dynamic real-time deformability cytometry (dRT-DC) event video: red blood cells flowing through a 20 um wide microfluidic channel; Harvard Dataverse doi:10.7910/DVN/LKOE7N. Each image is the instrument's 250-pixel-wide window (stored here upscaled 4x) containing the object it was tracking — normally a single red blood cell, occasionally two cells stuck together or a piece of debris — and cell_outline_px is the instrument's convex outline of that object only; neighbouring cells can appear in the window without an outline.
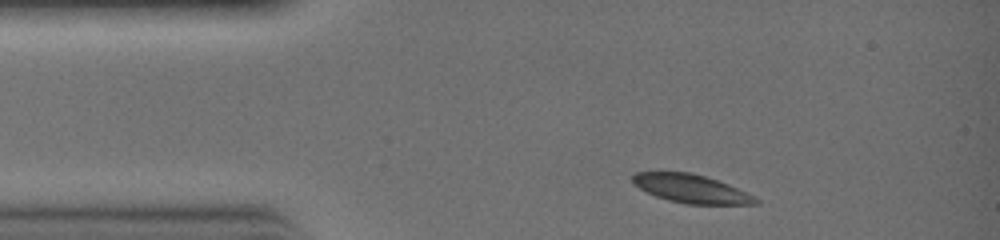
{"species": "common noctule bat (a hibernating species)", "species_latin": "Nyctalus noctula", "temperature_condition": "warm", "stored_images_in_passage": 13, "camera_frame_rate_fps": 3000, "um_per_image_px": 0.085, "animal": {"sex": "female", "body_mass_g": 19.0, "forearm_length_mm": 51.5}, "frame": {"image": 1, "passage_image": 1, "time_ms": 0.0, "image_size_px": [1000, 240], "cell_outline_px": [[760, 204], [684, 204], [668, 200], [656, 196], [632, 184], [632, 176], [636, 172], [692, 172], [728, 184], [760, 200]], "centroid_in_image_um": [58.71, 16.04], "position_along_channel_um": 26.3, "area_um2": 20.17}}
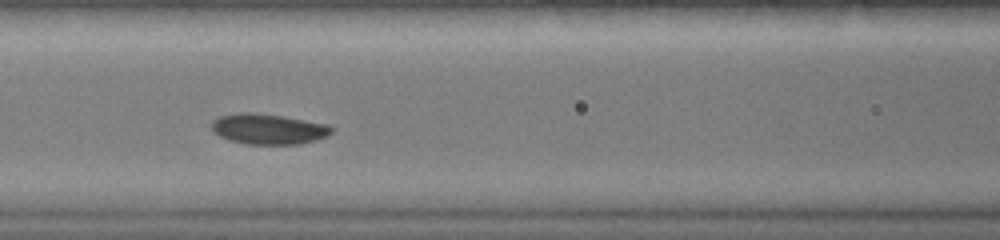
{"frame": {"image": 2, "passage_image": 8, "time_ms": 2.333, "image_size_px": [1000, 240], "cell_outline_px": [[332, 132], [316, 140], [300, 144], [248, 144], [228, 140], [212, 132], [212, 120], [220, 116], [240, 112], [252, 112], [284, 116], [328, 124], [332, 128]], "centroid_in_image_um": [22.78, 10.96], "position_along_channel_um": 143.8, "area_um2": 21.33}}